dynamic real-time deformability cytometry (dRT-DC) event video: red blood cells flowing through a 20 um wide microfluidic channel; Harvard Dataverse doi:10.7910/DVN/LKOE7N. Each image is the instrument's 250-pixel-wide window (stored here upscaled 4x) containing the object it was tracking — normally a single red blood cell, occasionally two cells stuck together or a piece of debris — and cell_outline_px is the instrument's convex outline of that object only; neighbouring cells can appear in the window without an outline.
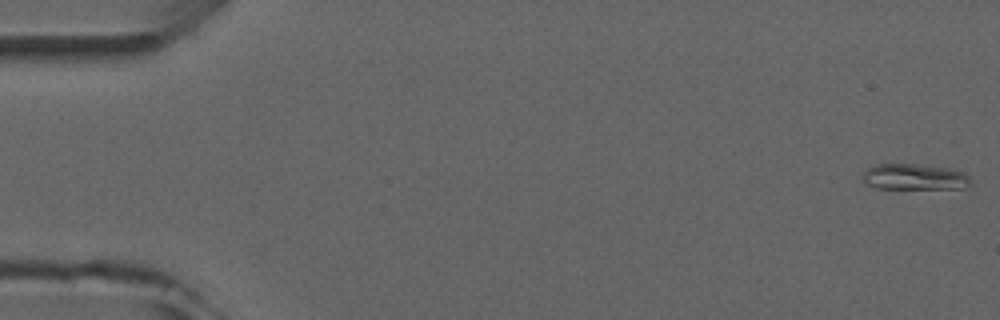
{"species": "common noctule bat (a hibernating species)", "species_latin": "Nyctalus noctula", "temperature_condition": "room temperature", "stored_images_in_passage": 4, "camera_frame_rate_fps": 3000, "um_per_image_px": 0.085, "animal": {"sex": "male", "forearm_length_mm": 52.5}, "frame": {"image": 1, "passage_image": 1, "time_ms": 0.0, "image_size_px": [1000, 320], "cell_outline_px": [[972, 184], [968, 188], [876, 188], [864, 184], [864, 172], [868, 168], [876, 164], [912, 164], [948, 168], [964, 172], [968, 176]], "centroid_in_image_um": [77.75, 15.04], "position_along_channel_um": 7.3, "area_um2": 16.24}}
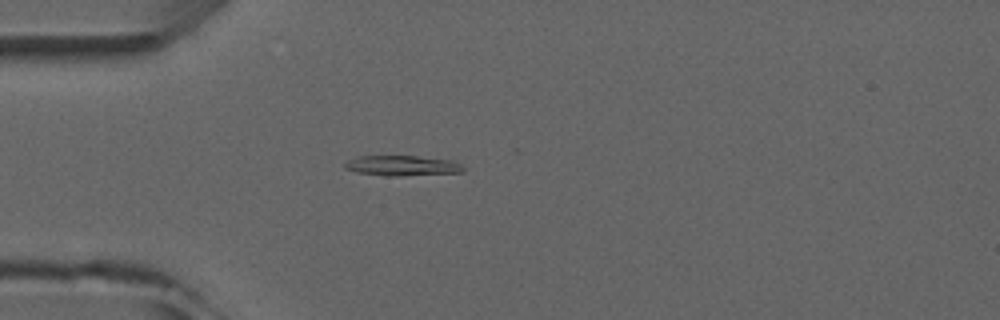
{"frame": {"image": 2, "passage_image": 4, "time_ms": 4.333, "image_size_px": [1000, 320], "cell_outline_px": [[464, 172], [396, 176], [384, 176], [356, 172], [344, 168], [344, 164], [348, 160], [360, 156], [416, 156], [452, 160], [460, 164], [464, 168]], "centroid_in_image_um": [34.17, 14.08], "position_along_channel_um": 50.8, "area_um2": 13.93}}